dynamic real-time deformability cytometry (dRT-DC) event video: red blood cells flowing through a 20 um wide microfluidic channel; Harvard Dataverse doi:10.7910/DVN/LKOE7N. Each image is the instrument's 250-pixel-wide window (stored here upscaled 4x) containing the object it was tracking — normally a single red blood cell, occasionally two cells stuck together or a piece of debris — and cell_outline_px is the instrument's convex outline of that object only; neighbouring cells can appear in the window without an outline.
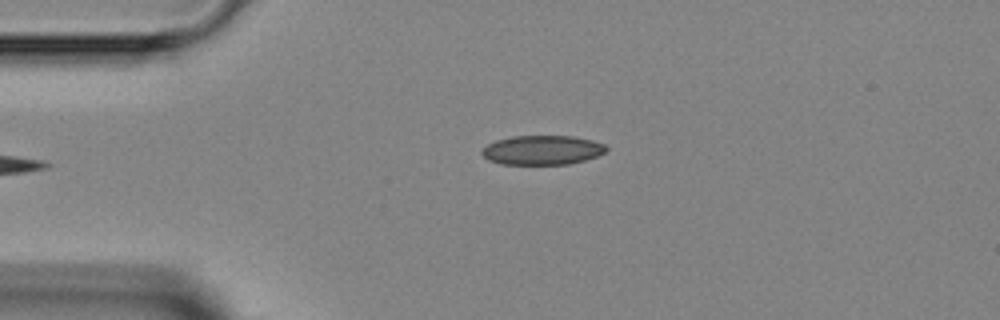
{"species": "Egyptian fruit bat (a non-hibernating species)", "species_latin": "Rousettus aegyptiacus", "temperature_condition": "room temperature", "stored_images_in_passage": 2, "camera_frame_rate_fps": 3000, "um_per_image_px": 0.085, "animal": {"sex": "female"}, "frame": {"image": 1, "passage_image": 2, "time_ms": 1.333, "image_size_px": [1000, 320], "cell_outline_px": [[608, 148], [604, 152], [596, 156], [584, 160], [568, 164], [500, 164], [488, 160], [480, 152], [488, 144], [496, 140], [512, 136], [572, 136], [592, 140], [604, 144]], "centroid_in_image_um": [46.07, 12.75], "position_along_channel_um": 38.9, "area_um2": 21.15}}